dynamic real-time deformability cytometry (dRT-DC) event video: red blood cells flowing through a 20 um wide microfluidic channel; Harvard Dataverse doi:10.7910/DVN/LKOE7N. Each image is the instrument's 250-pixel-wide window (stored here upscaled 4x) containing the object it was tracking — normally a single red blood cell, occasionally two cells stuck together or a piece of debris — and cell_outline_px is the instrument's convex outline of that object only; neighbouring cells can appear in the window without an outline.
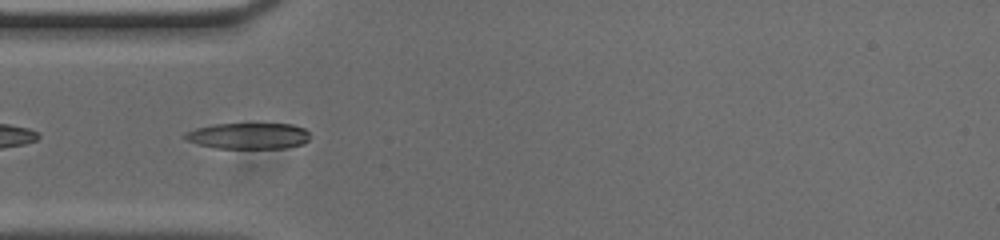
{"species": "common noctule bat (a hibernating species)", "species_latin": "Nyctalus noctula", "temperature_condition": "cold", "stored_images_in_passage": 24, "camera_frame_rate_fps": 3000, "um_per_image_px": 0.085, "animal": {"sex": "male", "body_mass_g": 20.0, "forearm_length_mm": 53.3}, "frame": {"image": 1, "passage_image": 4, "time_ms": 1.0, "image_size_px": [1000, 240], "cell_outline_px": [[312, 136], [304, 144], [284, 148], [216, 148], [200, 144], [188, 140], [180, 136], [184, 132], [196, 128], [212, 124], [292, 124], [304, 128]], "centroid_in_image_um": [21.13, 11.55], "position_along_channel_um": 63.9, "area_um2": 19.13}}
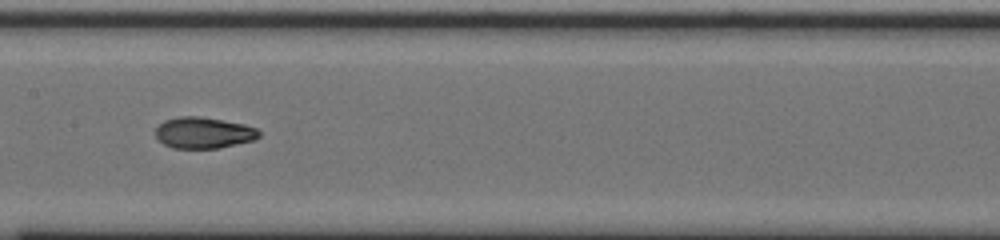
{"frame": {"image": 2, "passage_image": 14, "time_ms": 4.333, "image_size_px": [1000, 240], "cell_outline_px": [[260, 136], [256, 140], [220, 148], [172, 148], [164, 144], [156, 136], [156, 128], [164, 120], [180, 116], [200, 116], [244, 124], [256, 128], [260, 132]], "centroid_in_image_um": [17.33, 11.29], "position_along_channel_um": 190.1, "area_um2": 18.9}}
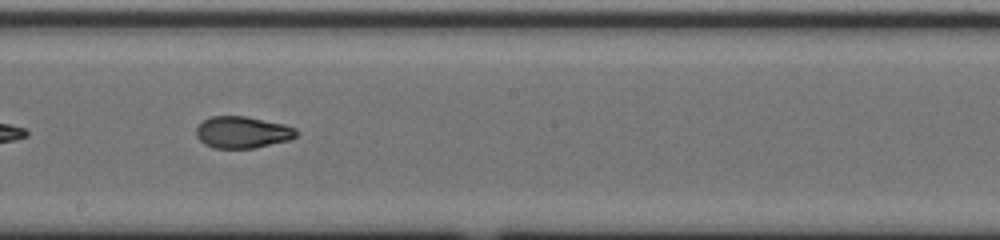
{"frame": {"image": 3, "passage_image": 17, "time_ms": 5.333, "image_size_px": [1000, 240], "cell_outline_px": [[300, 132], [292, 140], [256, 148], [212, 148], [204, 144], [196, 136], [196, 128], [204, 120], [212, 116], [244, 116], [284, 124], [296, 128]], "centroid_in_image_um": [20.65, 11.26], "position_along_channel_um": 227.6, "area_um2": 18.73}}